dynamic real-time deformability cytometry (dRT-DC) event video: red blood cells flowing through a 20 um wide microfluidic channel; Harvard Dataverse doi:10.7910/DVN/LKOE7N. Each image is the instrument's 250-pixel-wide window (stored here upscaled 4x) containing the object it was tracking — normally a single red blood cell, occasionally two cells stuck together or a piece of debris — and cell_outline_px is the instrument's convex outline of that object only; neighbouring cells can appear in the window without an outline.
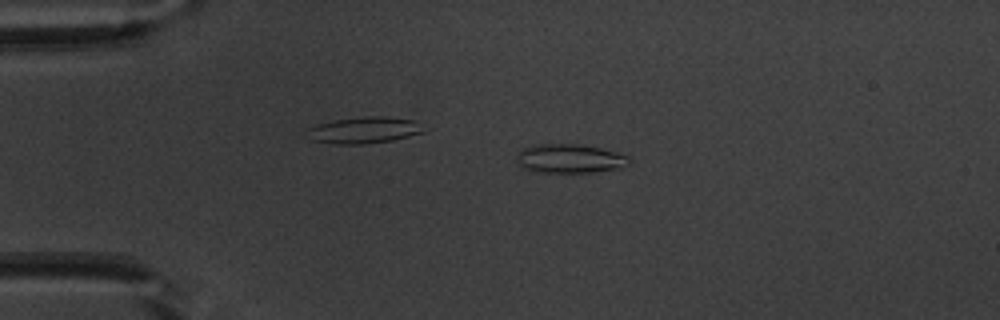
{"species": "common noctule bat (a hibernating species)", "species_latin": "Nyctalus noctula", "temperature_condition": "warm", "stored_images_in_passage": 53, "camera_frame_rate_fps": 3000, "um_per_image_px": 0.085, "animal": {"sex": "male", "body_mass_g": 20.1, "forearm_length_mm": 53.5}, "frame": {"image": 1, "passage_image": 12, "time_ms": 3.667, "image_size_px": [1000, 320], "cell_outline_px": [[632, 160], [628, 164], [620, 168], [592, 172], [536, 172], [524, 168], [516, 160], [516, 152], [520, 148], [536, 144], [584, 144], [616, 152], [628, 156]], "centroid_in_image_um": [48.4, 13.46], "position_along_channel_um": 36.6, "area_um2": 19.19}}
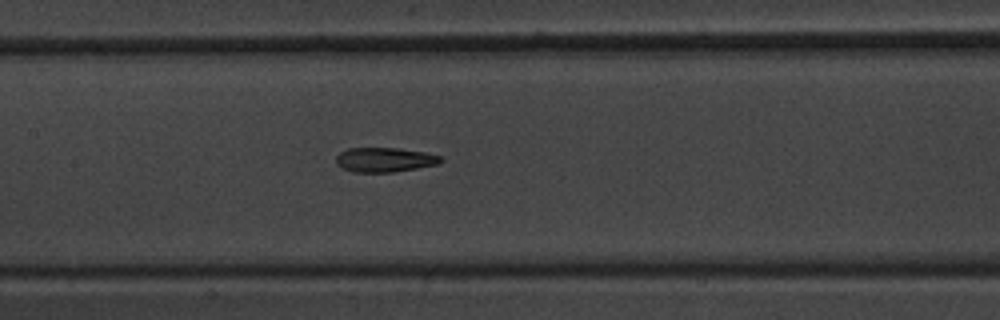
{"frame": {"image": 2, "passage_image": 26, "time_ms": 8.333, "image_size_px": [1000, 320], "cell_outline_px": [[444, 160], [440, 164], [396, 172], [352, 172], [340, 168], [336, 164], [336, 156], [340, 152], [348, 148], [396, 148], [424, 152], [440, 156]], "centroid_in_image_um": [32.68, 13.59], "position_along_channel_um": 174.7, "area_um2": 15.14}}
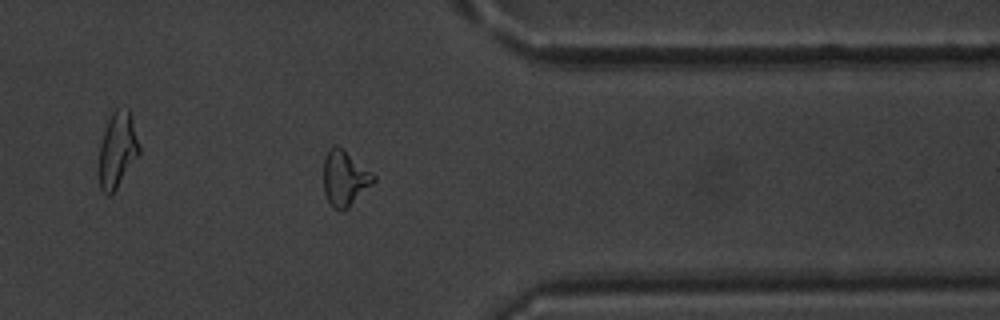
{"frame": {"image": 3, "passage_image": 43, "time_ms": 14.0, "image_size_px": [1000, 320], "cell_outline_px": [[376, 180], [344, 212], [340, 212], [328, 200], [324, 192], [324, 160], [328, 148], [332, 144], [336, 144], [372, 172], [376, 176]], "centroid_in_image_um": [29.3, 15.14], "position_along_channel_um": 382.1, "area_um2": 16.01}, "authors_computed_cell_mechanics": {"area_um2": 15.9528, "velocity_mm_per_s": 3.8065, "shape_relaxation_time_tau1_ms": 6.8093, "shape_relaxation_time_tau2_ms": 2.6694, "deformation_change_tau1": 0.2306, "deformation_change_tau2": 0.1198}}